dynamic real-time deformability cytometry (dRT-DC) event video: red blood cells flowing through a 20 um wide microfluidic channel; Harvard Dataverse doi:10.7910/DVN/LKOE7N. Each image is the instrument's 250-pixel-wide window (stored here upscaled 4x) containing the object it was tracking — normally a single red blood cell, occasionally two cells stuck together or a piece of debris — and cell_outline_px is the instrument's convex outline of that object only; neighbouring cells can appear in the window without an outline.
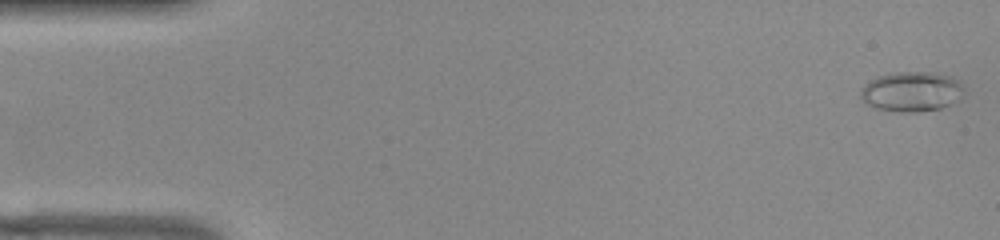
{"species": "common noctule bat (a hibernating species)", "species_latin": "Nyctalus noctula", "temperature_condition": "warm", "stored_images_in_passage": 52, "camera_frame_rate_fps": 3000, "um_per_image_px": 0.085, "animal": {"sex": "female", "body_mass_g": 22.0, "forearm_length_mm": 56.7}, "frame": {"image": 1, "passage_image": 1, "time_ms": 0.0, "image_size_px": [1000, 240], "cell_outline_px": [[964, 88], [960, 100], [940, 108], [916, 112], [896, 112], [872, 108], [864, 104], [860, 96], [860, 92], [864, 84], [876, 76], [896, 72], [932, 72], [952, 76]], "centroid_in_image_um": [77.44, 7.79], "position_along_channel_um": 7.6, "area_um2": 24.39}}
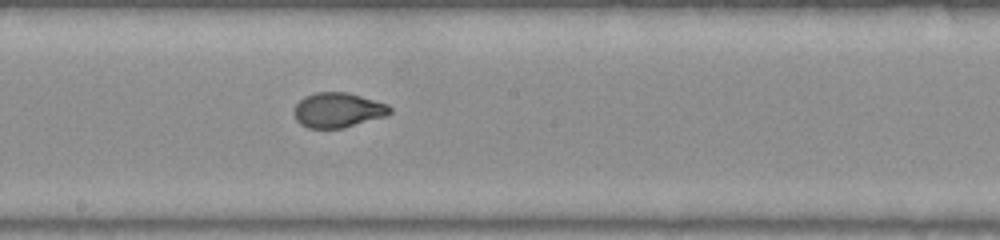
{"frame": {"image": 2, "passage_image": 28, "time_ms": 9.0, "image_size_px": [1000, 240], "cell_outline_px": [[392, 112], [388, 116], [344, 128], [308, 128], [300, 124], [296, 120], [292, 112], [296, 104], [304, 96], [316, 92], [348, 92], [388, 104], [392, 108]], "centroid_in_image_um": [28.73, 9.36], "position_along_channel_um": 219.5, "area_um2": 19.83}}
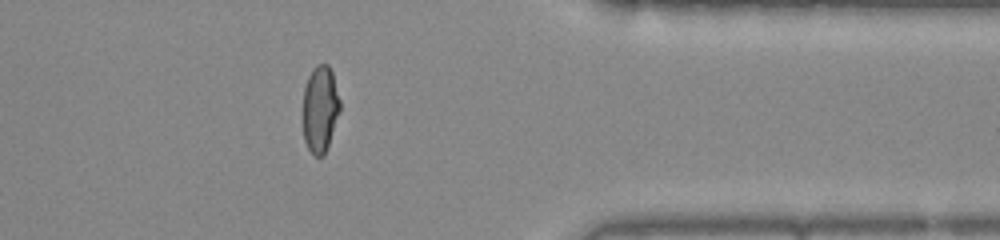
{"frame": {"image": 3, "passage_image": 42, "time_ms": 13.667, "image_size_px": [1000, 240], "cell_outline_px": [[340, 112], [324, 156], [316, 156], [308, 148], [304, 140], [304, 88], [308, 76], [312, 68], [316, 64], [328, 64], [332, 72], [340, 100]], "centroid_in_image_um": [27.22, 9.24], "position_along_channel_um": 384.2, "area_um2": 18.61}, "authors_computed_cell_mechanics": {"area_um2": 19.8832, "velocity_mm_per_s": 3.8828, "shape_relaxation_time_tau1_ms": 5.8431, "shape_relaxation_time_tau2_ms": 0.7953, "deformation_change_tau1": 0.2344, "deformation_change_tau2": 0.0545}}